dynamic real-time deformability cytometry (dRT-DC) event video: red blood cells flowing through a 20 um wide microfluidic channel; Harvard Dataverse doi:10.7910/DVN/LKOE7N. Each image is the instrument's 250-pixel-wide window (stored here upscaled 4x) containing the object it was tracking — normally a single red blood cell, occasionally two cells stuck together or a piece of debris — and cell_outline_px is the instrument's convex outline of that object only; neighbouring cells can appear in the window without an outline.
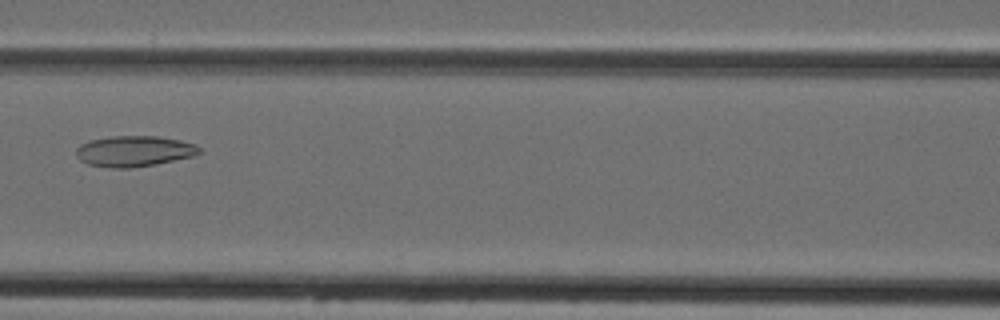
{"species": "Egyptian fruit bat (a non-hibernating species)", "species_latin": "Rousettus aegyptiacus", "temperature_condition": "cold", "stored_images_in_passage": 7, "camera_frame_rate_fps": 3000, "um_per_image_px": 0.085, "animal": {"sex": "female"}, "frame": {"image": 1, "passage_image": 7, "time_ms": 7.0, "image_size_px": [1000, 320], "cell_outline_px": [[200, 152], [192, 156], [156, 164], [128, 168], [112, 168], [88, 164], [80, 160], [76, 156], [76, 148], [80, 144], [88, 140], [112, 136], [156, 136], [180, 140], [196, 144], [200, 148]], "centroid_in_image_um": [11.37, 12.84], "position_along_channel_um": 155.2, "area_um2": 22.08}}